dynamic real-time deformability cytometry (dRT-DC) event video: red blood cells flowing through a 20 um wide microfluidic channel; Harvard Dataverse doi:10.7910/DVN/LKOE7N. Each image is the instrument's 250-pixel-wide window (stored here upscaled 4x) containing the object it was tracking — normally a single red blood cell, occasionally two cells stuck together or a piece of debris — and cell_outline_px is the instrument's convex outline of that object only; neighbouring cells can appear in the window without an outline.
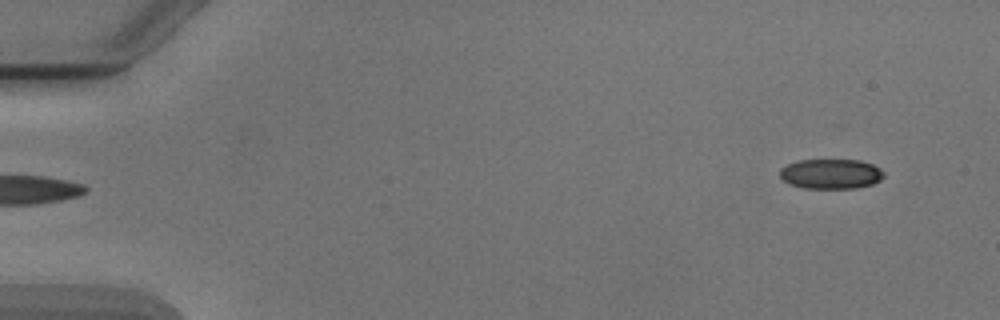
{"species": "Egyptian fruit bat (a non-hibernating species)", "species_latin": "Rousettus aegyptiacus", "temperature_condition": "cold", "stored_images_in_passage": 4, "segment_of_instrument_passage": [2, 2], "camera_frame_rate_fps": 3000, "um_per_image_px": 0.085, "animal": {"sex": "male"}, "frame": {"image": 1, "passage_image": 4, "time_ms": 4.333, "image_size_px": [1000, 320], "cell_outline_px": [[884, 176], [880, 180], [872, 184], [856, 188], [804, 188], [788, 184], [780, 176], [780, 168], [796, 160], [860, 160], [872, 164], [880, 168], [884, 172]], "centroid_in_image_um": [70.62, 14.78], "position_along_channel_um": 14.4, "area_um2": 18.21}}